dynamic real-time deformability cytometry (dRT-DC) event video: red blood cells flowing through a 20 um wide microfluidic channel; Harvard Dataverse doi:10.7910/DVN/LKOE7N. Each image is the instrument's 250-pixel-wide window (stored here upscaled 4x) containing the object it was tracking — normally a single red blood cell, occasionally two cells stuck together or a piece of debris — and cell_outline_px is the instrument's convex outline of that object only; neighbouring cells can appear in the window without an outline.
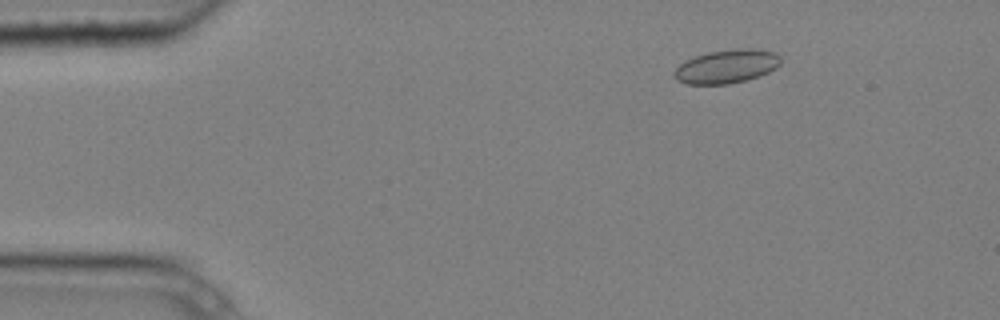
{"species": "common noctule bat (a hibernating species)", "species_latin": "Nyctalus noctula", "temperature_condition": "cold", "stored_images_in_passage": 4, "camera_frame_rate_fps": 3000, "um_per_image_px": 0.085, "animal": {"sex": "male", "body_mass_g": 20.4}, "frame": {"image": 1, "passage_image": 2, "time_ms": 0.333, "image_size_px": [1000, 320], "cell_outline_px": [[780, 64], [776, 68], [768, 72], [744, 80], [728, 84], [688, 84], [676, 80], [672, 76], [672, 72], [684, 60], [708, 52], [736, 48], [752, 48], [776, 52], [780, 56]], "centroid_in_image_um": [61.73, 5.63], "position_along_channel_um": 23.3, "area_um2": 20.92}}